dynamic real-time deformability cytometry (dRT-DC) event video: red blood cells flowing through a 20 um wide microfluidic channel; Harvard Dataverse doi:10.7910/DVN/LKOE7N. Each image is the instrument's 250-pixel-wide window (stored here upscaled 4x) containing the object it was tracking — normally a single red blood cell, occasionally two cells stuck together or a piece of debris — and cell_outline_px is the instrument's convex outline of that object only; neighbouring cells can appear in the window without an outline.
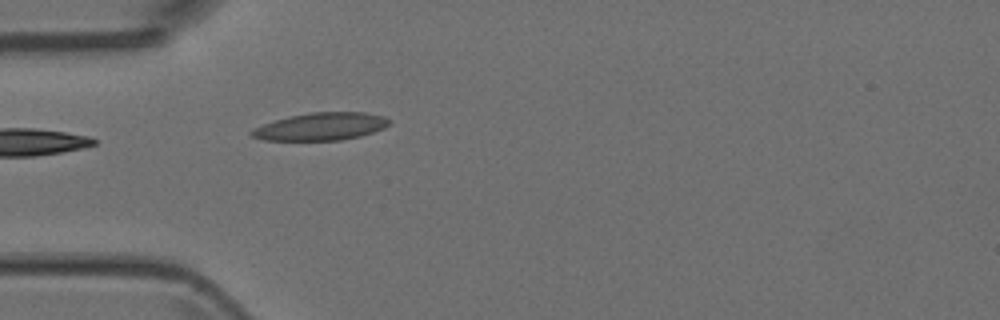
{"species": "Egyptian fruit bat (a non-hibernating species)", "species_latin": "Rousettus aegyptiacus", "temperature_condition": "room temperature", "stored_images_in_passage": 5, "camera_frame_rate_fps": 3000, "um_per_image_px": 0.085, "animal": {"sex": "female"}, "frame": {"image": 1, "passage_image": 5, "time_ms": 1.333, "image_size_px": [1000, 320], "cell_outline_px": [[392, 120], [384, 128], [360, 136], [340, 140], [264, 140], [252, 136], [248, 132], [252, 128], [288, 116], [308, 112], [364, 112], [384, 116]], "centroid_in_image_um": [27.27, 10.74], "position_along_channel_um": 57.7, "area_um2": 22.14}}